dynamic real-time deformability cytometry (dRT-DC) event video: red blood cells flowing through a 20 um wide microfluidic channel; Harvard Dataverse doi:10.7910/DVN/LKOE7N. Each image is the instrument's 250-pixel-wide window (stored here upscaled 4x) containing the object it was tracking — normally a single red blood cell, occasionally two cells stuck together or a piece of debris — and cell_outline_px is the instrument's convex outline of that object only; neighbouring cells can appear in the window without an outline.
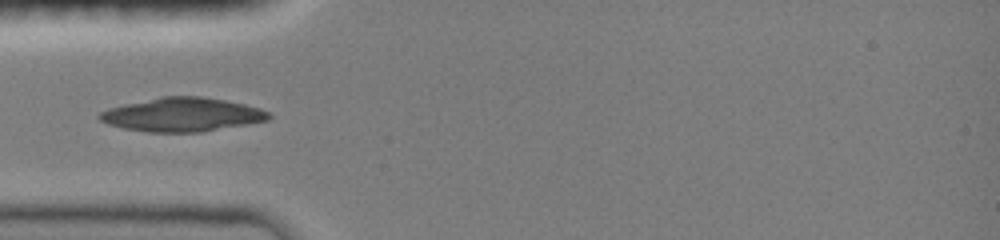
{"species": "common noctule bat (a hibernating species)", "species_latin": "Nyctalus noctula", "temperature_condition": "room temperature", "stored_images_in_passage": 33, "camera_frame_rate_fps": 3000, "um_per_image_px": 0.085, "animal": {"sex": "female", "body_mass_g": 19.0, "forearm_length_mm": 51.5}, "frame": {"image": 1, "passage_image": 1, "time_ms": 0.0, "image_size_px": [1000, 240], "cell_outline_px": [[272, 116], [268, 120], [200, 132], [148, 132], [124, 128], [108, 124], [100, 120], [96, 116], [100, 112], [108, 108], [124, 104], [160, 96], [204, 96], [244, 104], [260, 108], [268, 112]], "centroid_in_image_um": [15.45, 9.73], "position_along_channel_um": 69.5, "area_um2": 33.23}}
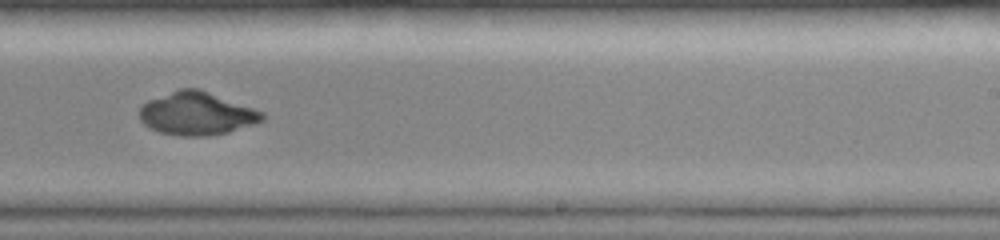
{"frame": {"image": 2, "passage_image": 16, "time_ms": 5.0, "image_size_px": [1000, 240], "cell_outline_px": [[264, 120], [228, 132], [208, 136], [180, 136], [160, 132], [144, 124], [140, 120], [140, 108], [148, 100], [180, 88], [200, 88], [264, 112]], "centroid_in_image_um": [16.73, 9.65], "position_along_channel_um": 272.3, "area_um2": 30.63}}
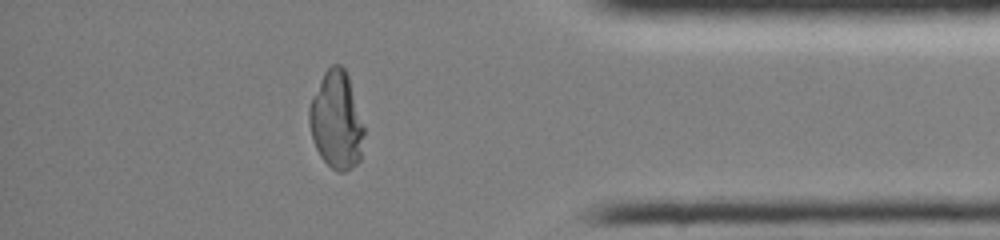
{"frame": {"image": 3, "passage_image": 27, "time_ms": 8.667, "image_size_px": [1000, 240], "cell_outline_px": [[364, 132], [360, 160], [356, 164], [344, 172], [336, 172], [320, 156], [316, 148], [312, 136], [308, 120], [308, 108], [312, 96], [324, 72], [332, 64], [340, 64], [344, 68], [348, 76], [364, 128]], "centroid_in_image_um": [28.58, 10.23], "position_along_channel_um": 406.6, "area_um2": 30.92}}